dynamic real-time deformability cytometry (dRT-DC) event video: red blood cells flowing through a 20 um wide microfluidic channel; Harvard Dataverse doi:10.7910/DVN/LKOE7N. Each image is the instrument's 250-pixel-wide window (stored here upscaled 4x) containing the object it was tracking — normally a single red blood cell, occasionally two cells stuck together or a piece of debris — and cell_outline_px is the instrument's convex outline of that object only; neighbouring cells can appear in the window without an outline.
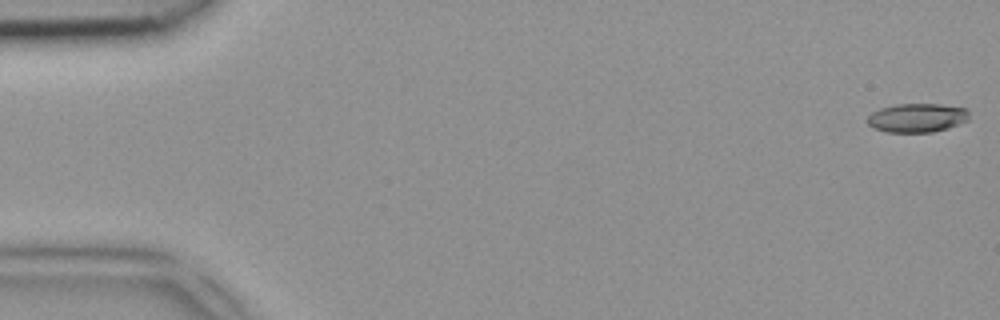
{"species": "common noctule bat (a hibernating species)", "species_latin": "Nyctalus noctula", "temperature_condition": "room temperature", "stored_images_in_passage": 13, "camera_frame_rate_fps": 3000, "um_per_image_px": 0.085, "animal": {"sex": "female", "body_mass_g": 18.4}, "frame": {"image": 1, "passage_image": 1, "time_ms": 0.0, "image_size_px": [1000, 320], "cell_outline_px": [[968, 120], [960, 124], [948, 128], [932, 132], [888, 132], [872, 128], [868, 124], [868, 116], [872, 112], [880, 108], [896, 104], [940, 104], [968, 108]], "centroid_in_image_um": [77.96, 10.01], "position_along_channel_um": 7.0, "area_um2": 17.22}}